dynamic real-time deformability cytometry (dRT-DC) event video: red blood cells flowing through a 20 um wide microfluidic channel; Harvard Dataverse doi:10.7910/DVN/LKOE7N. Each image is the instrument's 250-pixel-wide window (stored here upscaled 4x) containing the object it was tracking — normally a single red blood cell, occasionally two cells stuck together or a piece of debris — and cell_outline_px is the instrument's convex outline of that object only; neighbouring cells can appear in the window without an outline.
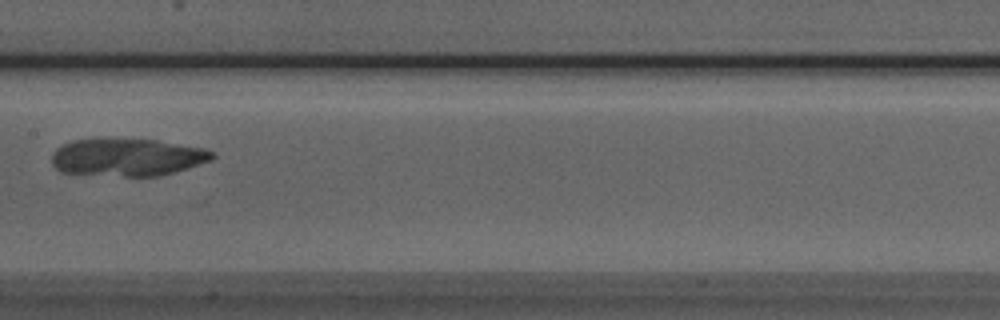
{"species": "Egyptian fruit bat (a non-hibernating species)", "species_latin": "Rousettus aegyptiacus", "temperature_condition": "room temperature", "stored_images_in_passage": 6, "camera_frame_rate_fps": 3000, "um_per_image_px": 0.085, "animal": {"sex": "male"}, "frame": {"image": 1, "passage_image": 6, "time_ms": 6.0, "image_size_px": [1000, 320], "cell_outline_px": [[216, 156], [212, 160], [188, 168], [160, 176], [124, 176], [60, 172], [52, 164], [52, 152], [56, 148], [72, 140], [156, 140], [204, 148], [212, 152]], "centroid_in_image_um": [10.84, 13.38], "position_along_channel_um": 196.6, "area_um2": 34.74}}